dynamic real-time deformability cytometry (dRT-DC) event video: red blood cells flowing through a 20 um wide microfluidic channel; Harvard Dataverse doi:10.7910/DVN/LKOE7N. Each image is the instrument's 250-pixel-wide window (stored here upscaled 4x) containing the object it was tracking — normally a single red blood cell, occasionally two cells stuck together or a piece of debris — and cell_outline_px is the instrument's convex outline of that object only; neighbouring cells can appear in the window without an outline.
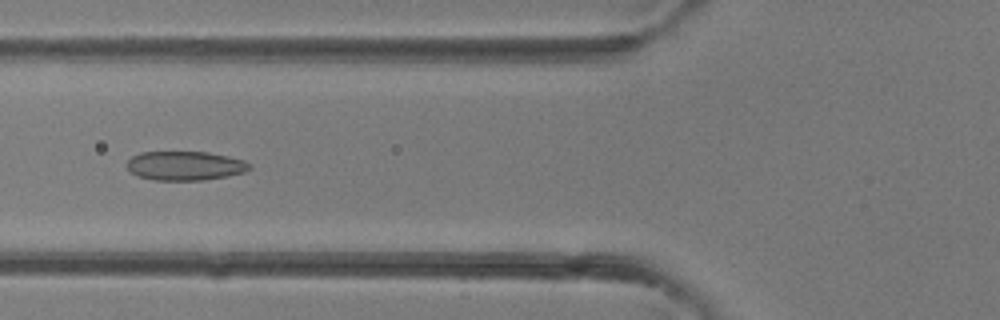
{"species": "common noctule bat (a hibernating species)", "species_latin": "Nyctalus noctula", "temperature_condition": "room temperature", "stored_images_in_passage": 30, "camera_frame_rate_fps": 3000, "um_per_image_px": 0.085, "animal": {"sex": "female"}, "frame": {"image": 1, "passage_image": 6, "time_ms": 1.667, "image_size_px": [1000, 320], "cell_outline_px": [[252, 168], [244, 172], [228, 176], [204, 180], [152, 180], [136, 176], [124, 164], [132, 156], [140, 152], [208, 152], [228, 156], [244, 160], [252, 164]], "centroid_in_image_um": [15.73, 14.09], "position_along_channel_um": 110.1, "area_um2": 21.04}}
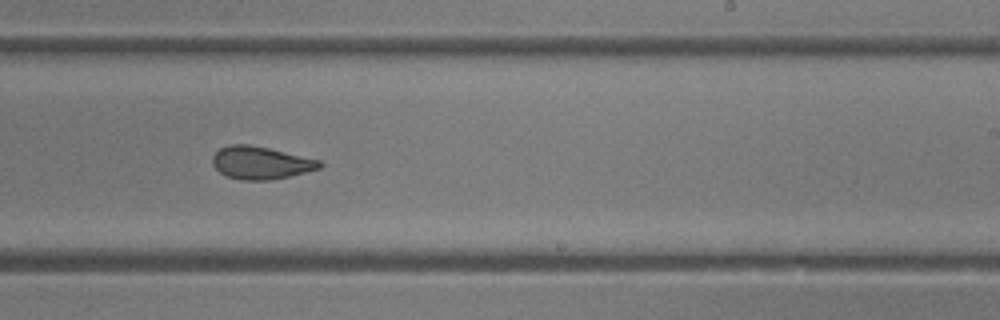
{"frame": {"image": 2, "passage_image": 15, "time_ms": 4.667, "image_size_px": [1000, 320], "cell_outline_px": [[324, 164], [320, 168], [288, 176], [268, 180], [244, 180], [224, 176], [212, 164], [212, 156], [220, 148], [228, 144], [248, 144], [268, 148], [320, 160]], "centroid_in_image_um": [22.13, 13.83], "position_along_channel_um": 266.9, "area_um2": 20.29}}
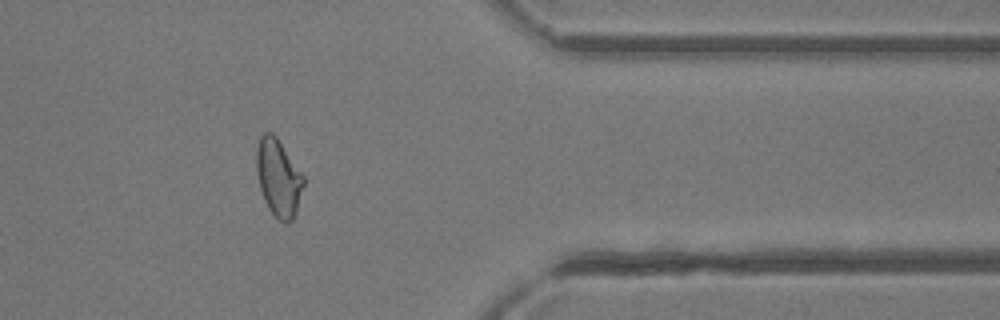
{"frame": {"image": 3, "passage_image": 23, "time_ms": 7.333, "image_size_px": [1000, 320], "cell_outline_px": [[304, 184], [296, 212], [292, 220], [280, 220], [268, 208], [264, 200], [260, 188], [256, 172], [256, 148], [260, 136], [264, 132], [272, 132], [276, 136], [304, 176]], "centroid_in_image_um": [23.65, 15.06], "position_along_channel_um": 387.8, "area_um2": 20.98}}